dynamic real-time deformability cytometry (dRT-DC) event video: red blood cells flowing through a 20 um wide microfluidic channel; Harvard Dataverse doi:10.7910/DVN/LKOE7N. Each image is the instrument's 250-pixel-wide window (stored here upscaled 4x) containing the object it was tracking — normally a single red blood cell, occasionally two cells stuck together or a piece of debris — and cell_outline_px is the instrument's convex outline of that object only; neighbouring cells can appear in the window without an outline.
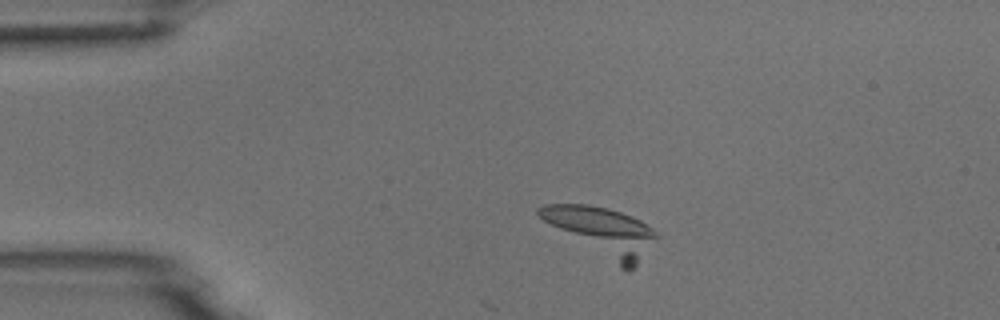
{"species": "common noctule bat (a hibernating species)", "species_latin": "Nyctalus noctula", "temperature_condition": "room temperature", "stored_images_in_passage": 5, "camera_frame_rate_fps": 3000, "um_per_image_px": 0.085, "animal": {"sex": "male", "body_mass_g": 18.8}, "frame": {"image": 1, "passage_image": 3, "time_ms": 2.333, "image_size_px": [1000, 320], "cell_outline_px": [[660, 236], [636, 264], [628, 272], [620, 268], [544, 220], [536, 212], [536, 208], [544, 204], [588, 204], [608, 208], [632, 216], [640, 220], [652, 228]], "centroid_in_image_um": [51.23, 19.66], "position_along_channel_um": 33.8, "area_um2": 32.19}}